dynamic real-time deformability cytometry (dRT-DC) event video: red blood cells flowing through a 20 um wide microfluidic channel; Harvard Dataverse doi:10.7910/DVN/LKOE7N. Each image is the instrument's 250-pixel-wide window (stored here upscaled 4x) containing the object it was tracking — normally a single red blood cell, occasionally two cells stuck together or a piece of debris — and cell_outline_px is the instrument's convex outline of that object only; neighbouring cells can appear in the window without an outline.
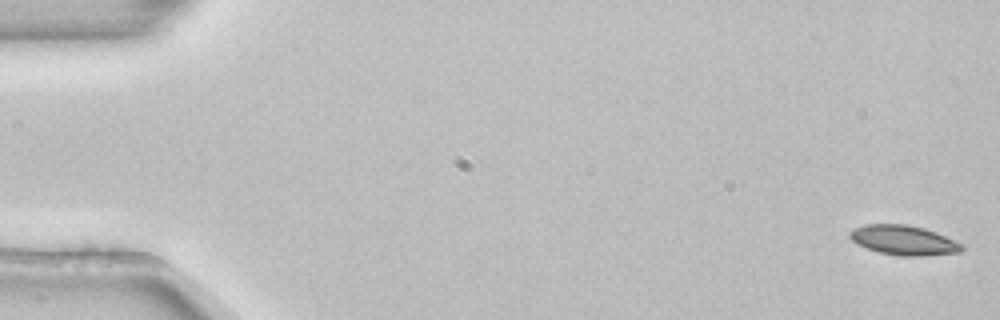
{"species": "common noctule bat (a hibernating species)", "species_latin": "Nyctalus noctula", "temperature_condition": "room temperature", "stored_images_in_passage": 6, "camera_frame_rate_fps": 3000, "um_per_image_px": 0.085, "animal": {"sex": "female", "body_mass_g": 22.7, "forearm_length_mm": 54.2}, "frame": {"image": 1, "passage_image": 1, "time_ms": 0.0, "image_size_px": [1000, 320], "cell_outline_px": [[964, 248], [960, 252], [924, 256], [900, 256], [880, 252], [856, 244], [848, 236], [848, 232], [864, 224], [904, 224], [924, 228], [936, 232], [964, 244]], "centroid_in_image_um": [76.82, 20.42], "position_along_channel_um": 8.2, "area_um2": 19.42}}
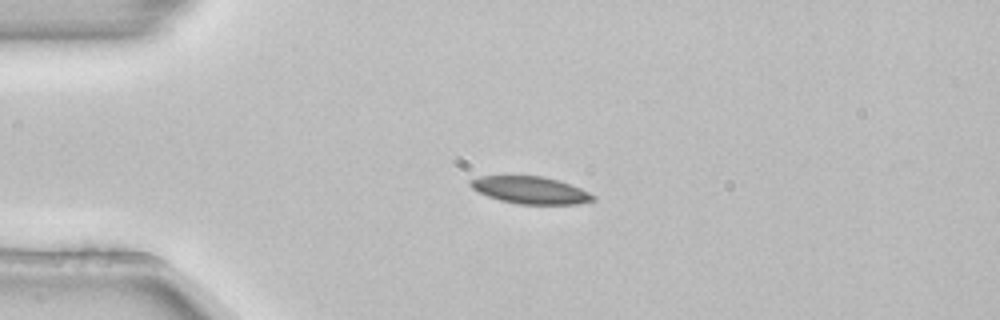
{"frame": {"image": 2, "passage_image": 4, "time_ms": 1.0, "image_size_px": [1000, 320], "cell_outline_px": [[596, 200], [576, 204], [520, 204], [500, 200], [476, 192], [468, 184], [468, 180], [480, 176], [544, 176], [560, 180], [580, 188], [596, 196]], "centroid_in_image_um": [45.07, 16.15], "position_along_channel_um": 39.9, "area_um2": 19.59}}